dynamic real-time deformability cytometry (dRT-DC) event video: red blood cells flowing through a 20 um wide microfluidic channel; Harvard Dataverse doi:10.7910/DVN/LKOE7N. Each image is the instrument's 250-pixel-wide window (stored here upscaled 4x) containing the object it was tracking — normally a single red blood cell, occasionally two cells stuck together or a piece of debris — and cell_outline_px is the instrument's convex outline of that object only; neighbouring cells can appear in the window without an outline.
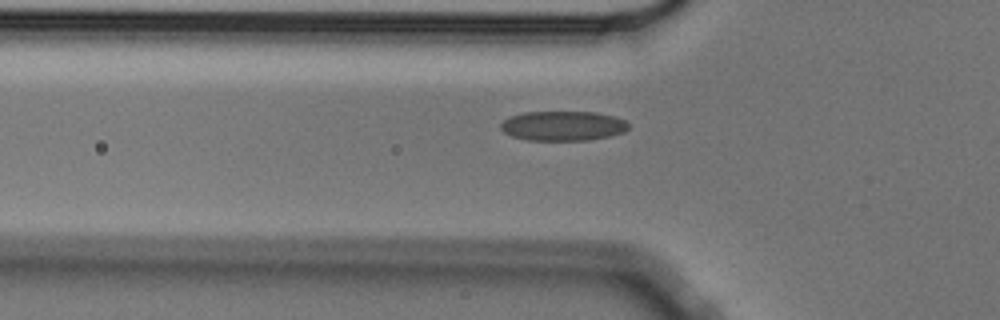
{"species": "Egyptian fruit bat (a non-hibernating species)", "species_latin": "Rousettus aegyptiacus", "temperature_condition": "cold", "stored_images_in_passage": 42, "camera_frame_rate_fps": 3000, "um_per_image_px": 0.085, "animal": {"sex": "male"}, "frame": {"image": 1, "passage_image": 6, "time_ms": 1.667, "image_size_px": [1000, 320], "cell_outline_px": [[628, 128], [624, 132], [608, 136], [588, 140], [528, 140], [512, 136], [504, 132], [500, 128], [500, 124], [508, 116], [524, 112], [596, 112], [616, 116], [624, 120], [628, 124]], "centroid_in_image_um": [47.83, 10.69], "position_along_channel_um": 78.0, "area_um2": 22.14}}
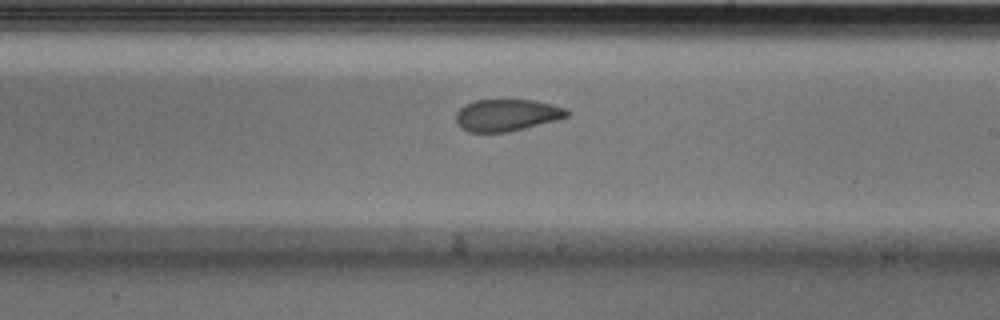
{"frame": {"image": 2, "passage_image": 20, "time_ms": 6.333, "image_size_px": [1000, 320], "cell_outline_px": [[568, 116], [560, 120], [508, 132], [468, 132], [460, 128], [456, 120], [456, 112], [460, 108], [476, 100], [536, 100], [552, 104], [564, 108], [568, 112]], "centroid_in_image_um": [43.09, 9.79], "position_along_channel_um": 245.9, "area_um2": 20.69}}
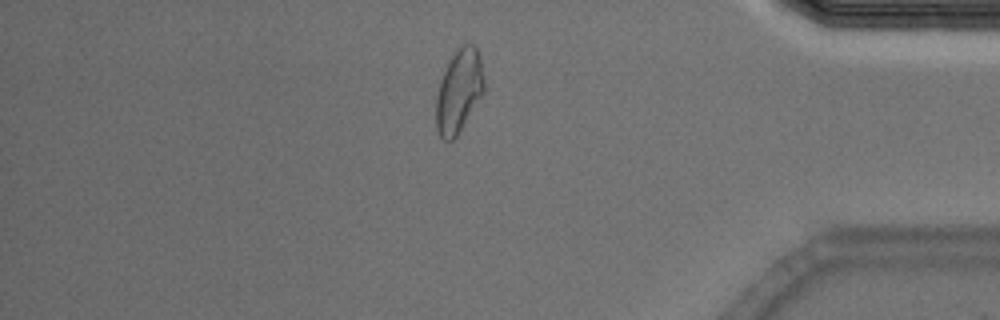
{"frame": {"image": 3, "passage_image": 35, "time_ms": 11.333, "image_size_px": [1000, 320], "cell_outline_px": [[484, 92], [456, 136], [452, 140], [444, 140], [440, 136], [436, 128], [436, 96], [440, 80], [452, 56], [464, 44], [476, 44], [480, 56], [484, 80]], "centroid_in_image_um": [39.01, 7.74], "position_along_channel_um": 396.2, "area_um2": 22.95}}